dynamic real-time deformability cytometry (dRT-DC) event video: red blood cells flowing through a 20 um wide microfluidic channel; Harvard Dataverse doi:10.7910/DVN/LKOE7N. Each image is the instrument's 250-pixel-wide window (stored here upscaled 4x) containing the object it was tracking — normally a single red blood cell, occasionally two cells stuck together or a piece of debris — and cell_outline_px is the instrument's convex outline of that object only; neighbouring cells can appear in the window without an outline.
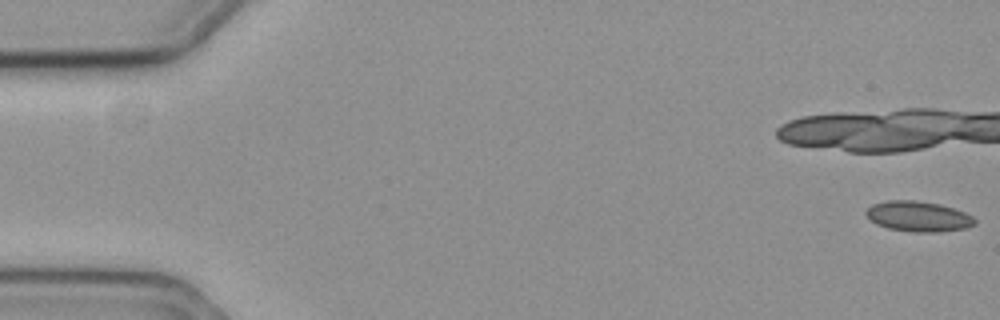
{"species": "common noctule bat (a hibernating species)", "species_latin": "Nyctalus noctula", "temperature_condition": "cold", "stored_images_in_passage": 17, "camera_frame_rate_fps": 3000, "um_per_image_px": 0.085, "animal": {"sex": "female", "body_mass_g": 19.3, "forearm_length_mm": 54.1}, "frame": {"image": 1, "passage_image": 1, "time_ms": 0.0, "image_size_px": [1000, 320], "cell_outline_px": [[976, 224], [968, 228], [936, 232], [912, 232], [888, 228], [876, 224], [864, 212], [872, 204], [888, 200], [912, 200], [940, 204], [964, 212], [972, 216], [976, 220]], "centroid_in_image_um": [78.07, 18.4], "position_along_channel_um": 6.9, "area_um2": 19.19}}